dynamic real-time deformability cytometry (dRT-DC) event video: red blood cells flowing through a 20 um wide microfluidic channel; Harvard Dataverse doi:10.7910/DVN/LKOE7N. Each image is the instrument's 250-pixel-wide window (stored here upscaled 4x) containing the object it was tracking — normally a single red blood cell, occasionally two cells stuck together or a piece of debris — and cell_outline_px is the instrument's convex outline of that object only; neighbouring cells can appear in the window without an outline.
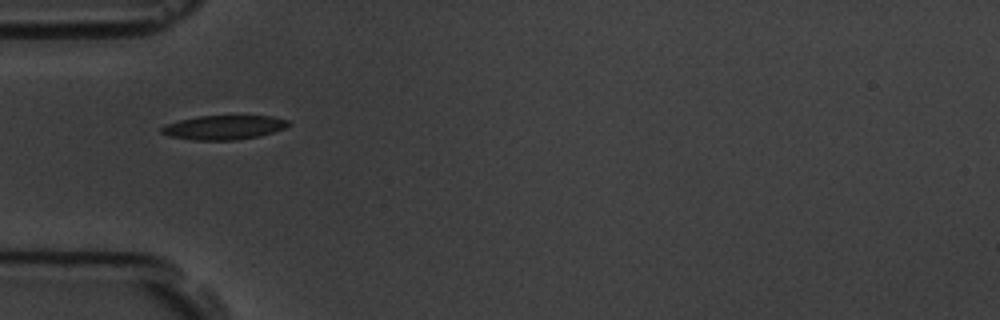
{"species": "common noctule bat (a hibernating species)", "species_latin": "Nyctalus noctula", "temperature_condition": "room temperature", "stored_images_in_passage": 11, "camera_frame_rate_fps": 3000, "um_per_image_px": 0.085, "animal": {"sex": "male", "body_mass_g": 19.5, "forearm_length_mm": 54.6}, "frame": {"image": 1, "passage_image": 1, "time_ms": 0.0, "image_size_px": [1000, 320], "cell_outline_px": [[292, 124], [284, 128], [260, 136], [236, 140], [192, 140], [168, 136], [160, 132], [160, 128], [164, 124], [196, 116], [272, 116], [288, 120]], "centroid_in_image_um": [19.0, 10.83], "position_along_channel_um": 66.0, "area_um2": 18.03}}
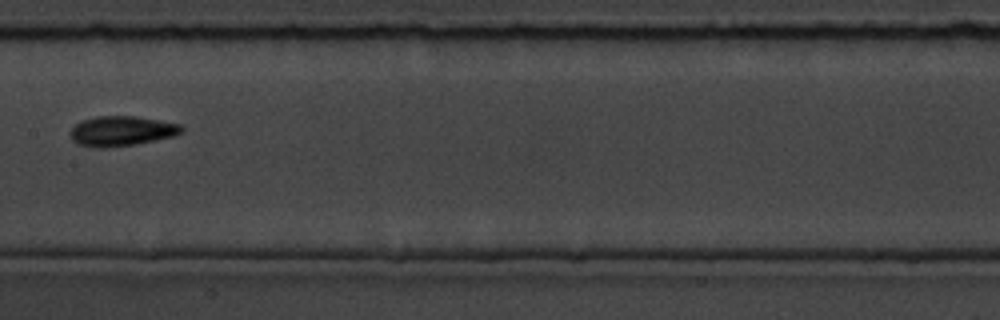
{"frame": {"image": 2, "passage_image": 4, "time_ms": 3.667, "image_size_px": [1000, 320], "cell_outline_px": [[184, 132], [172, 136], [156, 140], [136, 144], [104, 148], [96, 148], [80, 144], [72, 140], [72, 128], [80, 120], [96, 116], [136, 116], [180, 124], [184, 128]], "centroid_in_image_um": [10.36, 11.13], "position_along_channel_um": 197.0, "area_um2": 19.36}}
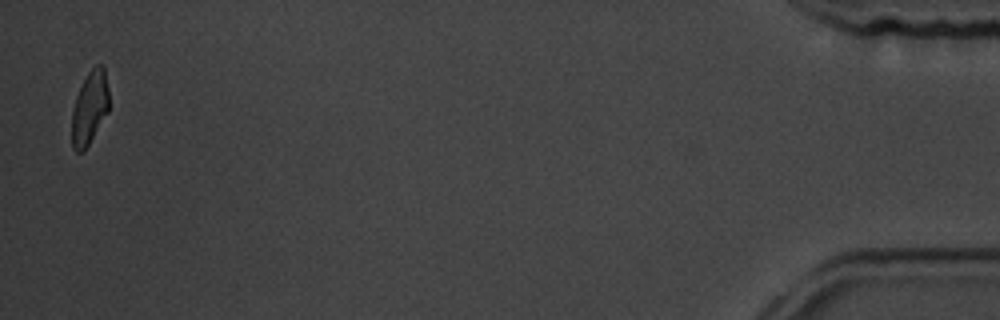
{"frame": {"image": 3, "passage_image": 11, "time_ms": 12.667, "image_size_px": [1000, 320], "cell_outline_px": [[108, 112], [84, 152], [76, 152], [72, 148], [72, 112], [76, 96], [88, 72], [96, 64], [104, 64], [108, 88]], "centroid_in_image_um": [7.62, 9.17], "position_along_channel_um": 427.6, "area_um2": 15.9}, "authors_computed_cell_mechanics": {"area_um2": 17.8024, "velocity_mm_per_s": 3.5866, "shape_relaxation_time_tau1_ms": 1.5711, "shape_relaxation_time_tau2_ms": null, "deformation_change_tau1": 0.0935, "deformation_change_tau2": null}}